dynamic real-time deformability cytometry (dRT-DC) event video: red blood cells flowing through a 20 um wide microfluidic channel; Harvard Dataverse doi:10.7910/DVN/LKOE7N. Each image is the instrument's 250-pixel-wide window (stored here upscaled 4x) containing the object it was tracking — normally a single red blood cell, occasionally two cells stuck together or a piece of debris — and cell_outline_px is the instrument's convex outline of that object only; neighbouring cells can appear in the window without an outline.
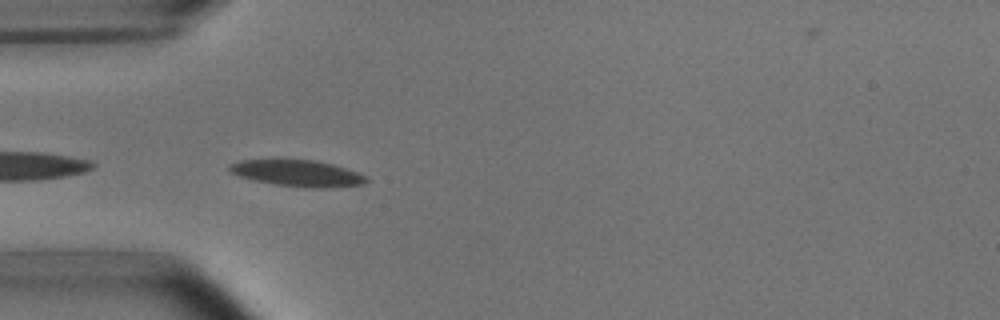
{"species": "common noctule bat (a hibernating species)", "species_latin": "Nyctalus noctula", "temperature_condition": "room temperature", "stored_images_in_passage": 8, "camera_frame_rate_fps": 3000, "um_per_image_px": 0.085, "animal": {"sex": "male", "body_mass_g": 15.6}, "frame": {"image": 1, "passage_image": 2, "time_ms": 0.333, "image_size_px": [1000, 320], "cell_outline_px": [[368, 180], [364, 184], [332, 188], [304, 188], [276, 184], [252, 180], [228, 172], [228, 164], [240, 160], [316, 160], [332, 164], [368, 176]], "centroid_in_image_um": [25.28, 14.74], "position_along_channel_um": 59.7, "area_um2": 21.15}}